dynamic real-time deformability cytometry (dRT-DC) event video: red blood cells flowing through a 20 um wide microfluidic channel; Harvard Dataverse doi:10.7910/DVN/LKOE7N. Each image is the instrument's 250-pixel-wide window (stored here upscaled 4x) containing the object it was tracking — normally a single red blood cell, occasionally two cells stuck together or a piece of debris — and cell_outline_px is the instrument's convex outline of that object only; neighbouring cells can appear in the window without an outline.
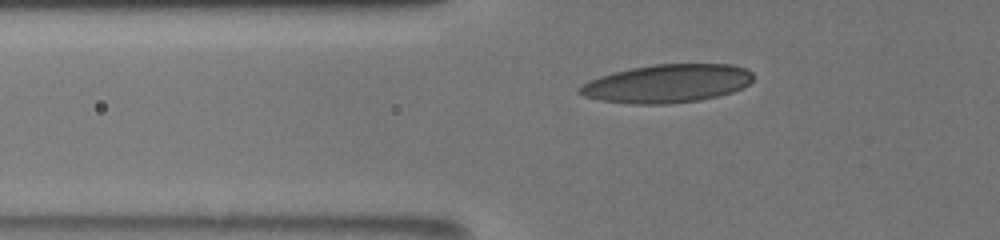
{"species": "human", "species_latin": "Homo sapiens", "temperature_condition": "room temperature", "stored_images_in_passage": 5, "camera_frame_rate_fps": 3000, "um_per_image_px": 0.085, "donor": {"sex": "male"}, "frame": {"image": 1, "passage_image": 3, "time_ms": 1.333, "image_size_px": [1000, 240], "cell_outline_px": [[752, 80], [748, 84], [732, 92], [700, 100], [668, 104], [632, 104], [600, 100], [584, 96], [576, 92], [576, 88], [588, 80], [612, 72], [632, 68], [656, 64], [732, 64], [744, 68], [752, 72]], "centroid_in_image_um": [56.65, 7.1], "position_along_channel_um": 69.1, "area_um2": 38.78}}